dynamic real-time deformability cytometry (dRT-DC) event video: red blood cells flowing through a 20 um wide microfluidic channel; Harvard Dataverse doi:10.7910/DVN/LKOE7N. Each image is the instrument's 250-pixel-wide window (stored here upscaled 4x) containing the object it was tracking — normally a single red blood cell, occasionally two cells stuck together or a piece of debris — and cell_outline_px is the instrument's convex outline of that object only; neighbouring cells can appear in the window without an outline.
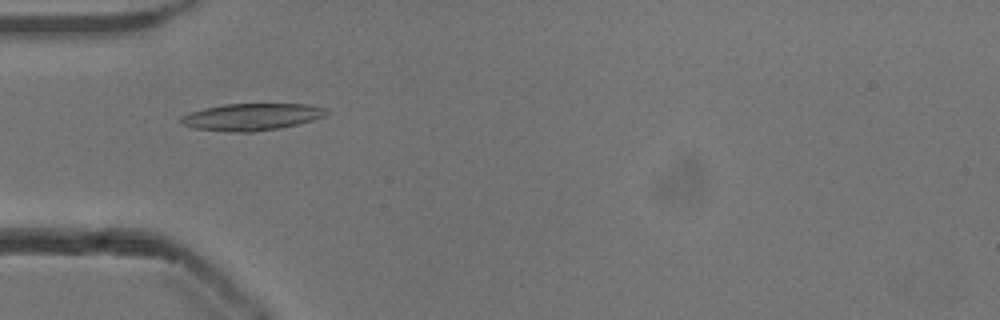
{"species": "common noctule bat (a hibernating species)", "species_latin": "Nyctalus noctula", "temperature_condition": "cold", "stored_images_in_passage": 53, "camera_frame_rate_fps": 3000, "um_per_image_px": 0.085, "animal": {"sex": "male", "body_mass_g": 13.3}, "frame": {"image": 1, "passage_image": 17, "time_ms": 5.333, "image_size_px": [1000, 320], "cell_outline_px": [[328, 112], [324, 116], [312, 120], [280, 128], [252, 132], [236, 132], [196, 128], [180, 124], [180, 116], [204, 108], [224, 104], [308, 104], [328, 108]], "centroid_in_image_um": [21.4, 9.92], "position_along_channel_um": 63.6, "area_um2": 22.72}}
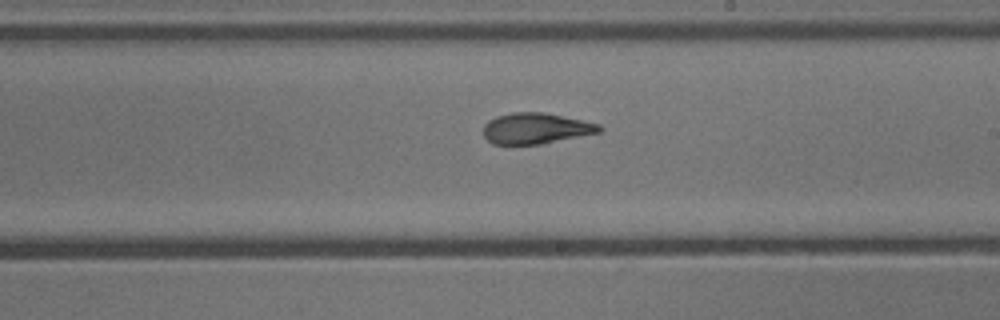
{"frame": {"image": 2, "passage_image": 31, "time_ms": 10.0, "image_size_px": [1000, 320], "cell_outline_px": [[604, 128], [600, 132], [544, 144], [492, 144], [484, 136], [484, 124], [488, 120], [496, 116], [512, 112], [544, 112], [584, 120], [600, 124]], "centroid_in_image_um": [45.57, 10.91], "position_along_channel_um": 243.4, "area_um2": 21.1}}
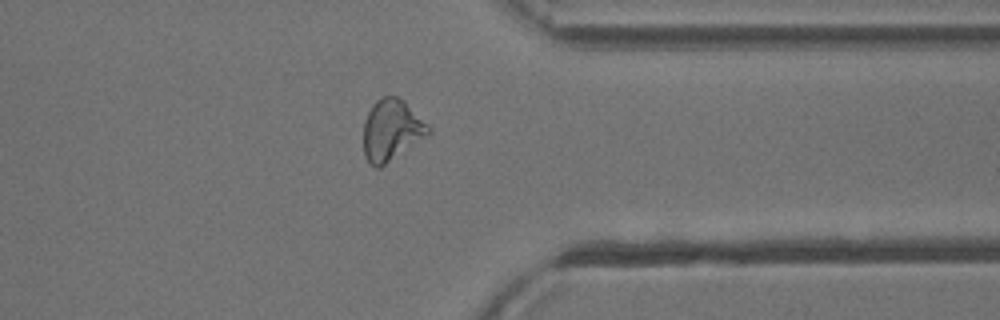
{"frame": {"image": 3, "passage_image": 42, "time_ms": 13.667, "image_size_px": [1000, 320], "cell_outline_px": [[432, 132], [380, 168], [376, 168], [364, 156], [364, 120], [372, 104], [376, 100], [384, 96], [396, 96], [404, 100], [432, 128]], "centroid_in_image_um": [33.28, 11.04], "position_along_channel_um": 378.1, "area_um2": 23.12}, "authors_computed_cell_mechanics": {"area_um2": 22.0218, "velocity_mm_per_s": 3.8584, "shape_relaxation_time_tau1_ms": 8.7617, "shape_relaxation_time_tau2_ms": 2.0325, "deformation_change_tau1": 0.2547, "deformation_change_tau2": 0.1033}}